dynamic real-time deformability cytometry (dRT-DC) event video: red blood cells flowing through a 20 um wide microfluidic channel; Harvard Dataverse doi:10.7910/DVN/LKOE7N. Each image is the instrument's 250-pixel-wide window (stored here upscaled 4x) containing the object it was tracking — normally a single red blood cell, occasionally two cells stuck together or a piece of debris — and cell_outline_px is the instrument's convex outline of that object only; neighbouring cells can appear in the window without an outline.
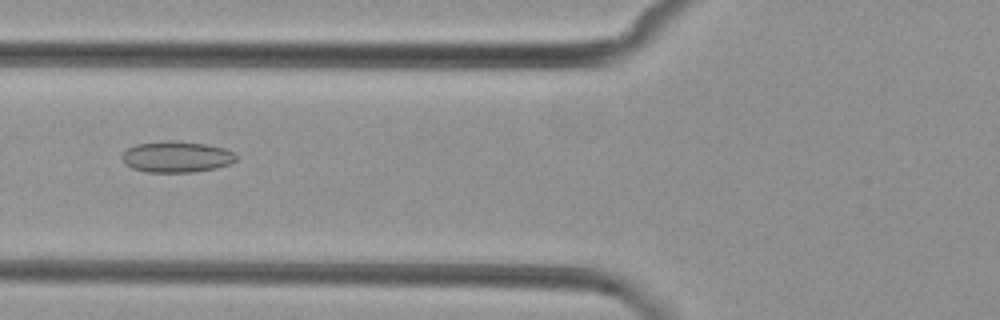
{"species": "common noctule bat (a hibernating species)", "species_latin": "Nyctalus noctula", "temperature_condition": "cold", "stored_images_in_passage": 5, "camera_frame_rate_fps": 3000, "um_per_image_px": 0.085, "animal": {"sex": "female", "body_mass_g": 29.2, "forearm_length_mm": 56.3}, "frame": {"image": 1, "passage_image": 5, "time_ms": 6.0, "image_size_px": [1000, 320], "cell_outline_px": [[236, 160], [228, 164], [216, 168], [192, 172], [148, 172], [132, 168], [124, 164], [120, 156], [128, 148], [136, 144], [168, 140], [176, 140], [204, 144], [224, 148], [232, 152], [236, 156]], "centroid_in_image_um": [14.96, 13.32], "position_along_channel_um": 110.8, "area_um2": 20.69}}